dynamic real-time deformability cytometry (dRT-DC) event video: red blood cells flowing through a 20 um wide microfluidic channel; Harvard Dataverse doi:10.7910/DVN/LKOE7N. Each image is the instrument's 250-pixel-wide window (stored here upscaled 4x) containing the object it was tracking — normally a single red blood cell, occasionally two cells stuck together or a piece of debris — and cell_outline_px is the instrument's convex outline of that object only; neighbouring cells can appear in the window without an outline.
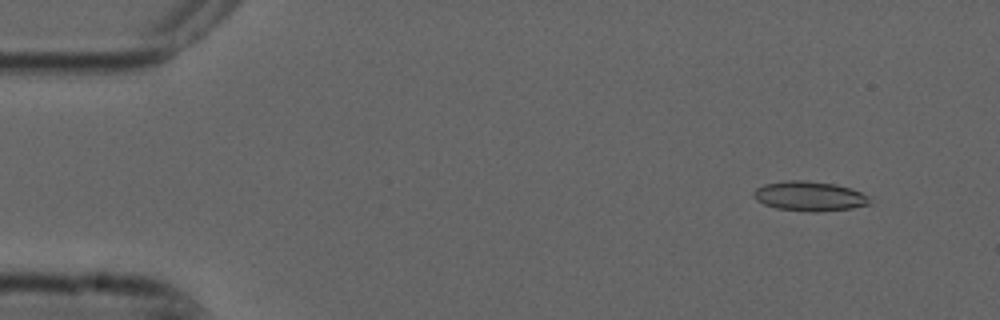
{"species": "common noctule bat (a hibernating species)", "species_latin": "Nyctalus noctula", "temperature_condition": "cold", "stored_images_in_passage": 8, "camera_frame_rate_fps": 3000, "um_per_image_px": 0.085, "animal": {"sex": "male", "forearm_length_mm": 52.5}, "frame": {"image": 1, "passage_image": 2, "time_ms": 0.333, "image_size_px": [1000, 320], "cell_outline_px": [[872, 204], [852, 208], [816, 212], [808, 212], [776, 208], [764, 204], [756, 200], [752, 196], [752, 192], [756, 188], [764, 184], [788, 180], [804, 180], [836, 184], [872, 196]], "centroid_in_image_um": [68.82, 16.68], "position_along_channel_um": 16.2, "area_um2": 20.35}}
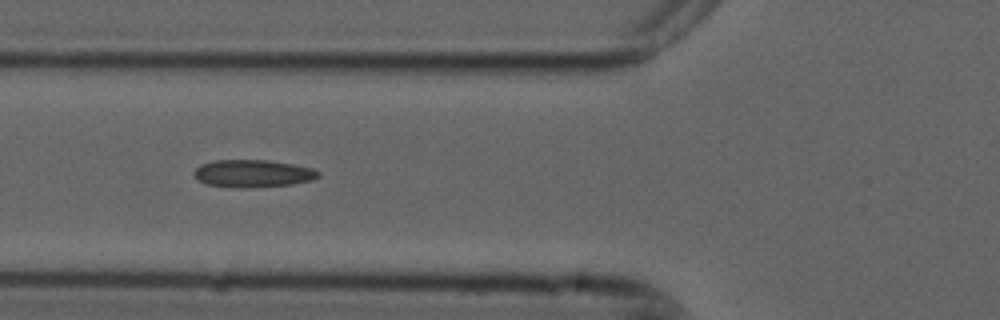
{"frame": {"image": 2, "passage_image": 6, "time_ms": 1.667, "image_size_px": [1000, 320], "cell_outline_px": [[320, 176], [312, 180], [292, 184], [240, 188], [236, 188], [208, 184], [200, 180], [192, 172], [200, 164], [212, 160], [268, 160], [292, 164], [312, 168], [320, 172]], "centroid_in_image_um": [21.49, 14.74], "position_along_channel_um": 104.3, "area_um2": 19.83}}
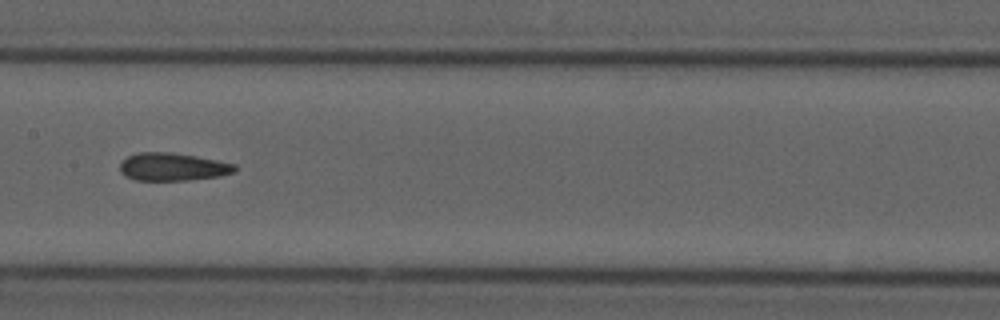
{"frame": {"image": 3, "passage_image": 8, "time_ms": 2.333, "image_size_px": [1000, 320], "cell_outline_px": [[236, 172], [220, 176], [188, 180], [136, 180], [124, 176], [120, 172], [120, 164], [128, 156], [136, 152], [172, 152], [196, 156], [236, 164]], "centroid_in_image_um": [14.68, 14.18], "position_along_channel_um": 192.7, "area_um2": 18.73}}